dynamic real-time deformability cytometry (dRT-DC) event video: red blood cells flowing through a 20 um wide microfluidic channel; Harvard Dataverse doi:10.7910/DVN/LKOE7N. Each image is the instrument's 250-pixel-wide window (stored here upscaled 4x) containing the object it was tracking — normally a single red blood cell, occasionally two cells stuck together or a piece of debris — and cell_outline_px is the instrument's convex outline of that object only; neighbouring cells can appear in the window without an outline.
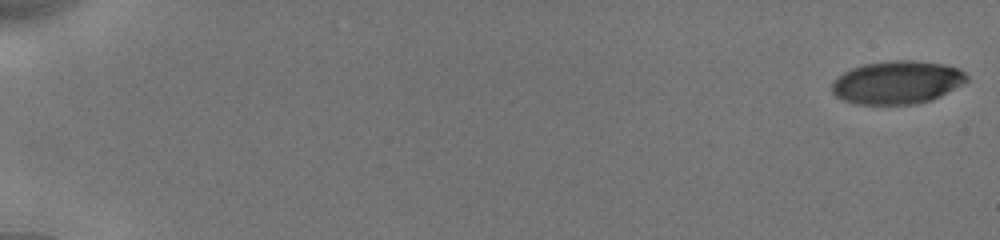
{"species": "human", "species_latin": "Homo sapiens", "temperature_condition": "cold", "stored_images_in_passage": 32, "camera_frame_rate_fps": 3000, "um_per_image_px": 0.085, "donor": {"sex": "male"}, "frame": {"image": 1, "passage_image": 1, "time_ms": 0.0, "image_size_px": [1000, 240], "cell_outline_px": [[968, 80], [964, 84], [932, 100], [916, 104], [856, 104], [844, 100], [836, 96], [832, 92], [832, 84], [844, 72], [852, 68], [864, 64], [888, 60], [912, 60], [948, 64], [960, 68], [968, 76]], "centroid_in_image_um": [76.32, 6.99], "position_along_channel_um": 8.7, "area_um2": 34.04}}
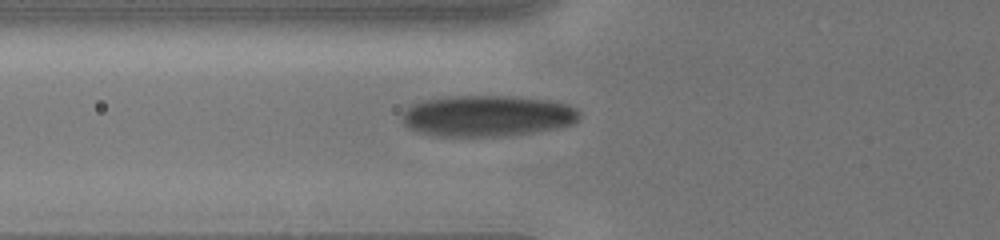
{"frame": {"image": 2, "passage_image": 23, "time_ms": 7.0, "image_size_px": [1000, 240], "cell_outline_px": [[580, 120], [572, 124], [560, 128], [504, 136], [436, 136], [416, 132], [408, 128], [404, 124], [400, 112], [404, 108], [412, 104], [424, 100], [448, 96], [512, 96], [548, 100], [568, 104], [576, 108], [580, 112]], "centroid_in_image_um": [41.4, 9.85], "position_along_channel_um": 84.4, "area_um2": 43.06}}
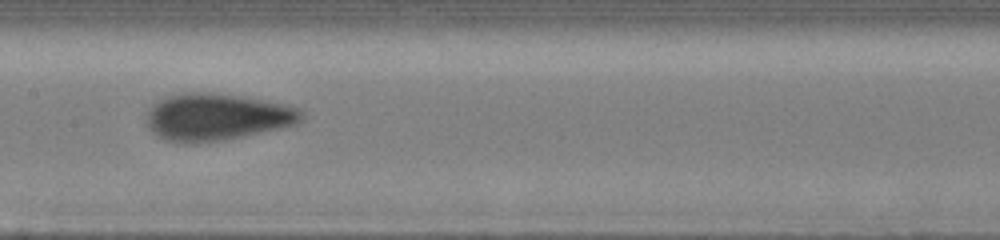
{"frame": {"image": 3, "passage_image": 31, "time_ms": 9.667, "image_size_px": [1000, 240], "cell_outline_px": [[304, 120], [296, 124], [280, 128], [228, 140], [196, 144], [180, 144], [164, 140], [156, 136], [148, 128], [148, 108], [152, 104], [164, 96], [184, 92], [208, 92], [240, 96], [264, 100], [300, 108], [304, 112]], "centroid_in_image_um": [18.4, 9.96], "position_along_channel_um": 189.0, "area_um2": 43.23}}